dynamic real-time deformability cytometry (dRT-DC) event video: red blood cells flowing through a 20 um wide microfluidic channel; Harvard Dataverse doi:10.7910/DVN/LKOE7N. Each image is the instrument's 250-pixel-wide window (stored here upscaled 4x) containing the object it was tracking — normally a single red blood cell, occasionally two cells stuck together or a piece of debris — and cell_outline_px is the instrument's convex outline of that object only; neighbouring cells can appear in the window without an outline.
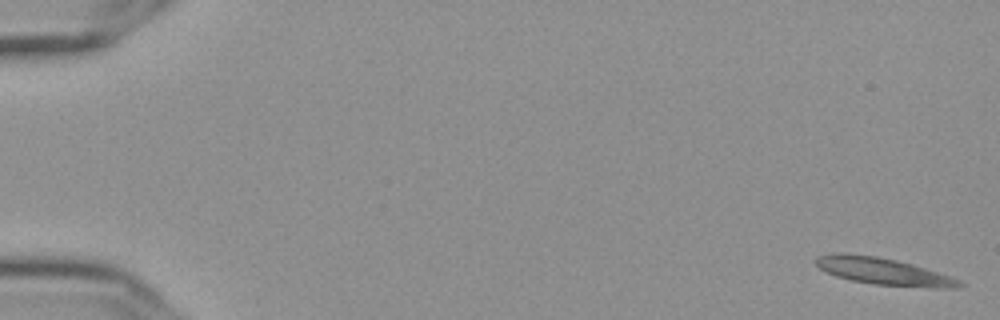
{"species": "Egyptian fruit bat (a non-hibernating species)", "species_latin": "Rousettus aegyptiacus", "temperature_condition": "cold", "stored_images_in_passage": 56, "camera_frame_rate_fps": 3000, "um_per_image_px": 0.085, "frame": {"image": 1, "passage_image": 1, "time_ms": 0.0, "image_size_px": [1000, 320], "cell_outline_px": [[964, 284], [956, 288], [936, 288], [872, 284], [852, 280], [836, 276], [820, 268], [816, 264], [816, 256], [836, 252], [848, 252], [876, 256], [896, 260], [912, 264], [960, 280]], "centroid_in_image_um": [75.04, 23.05], "position_along_channel_um": 10.0, "area_um2": 22.43}}
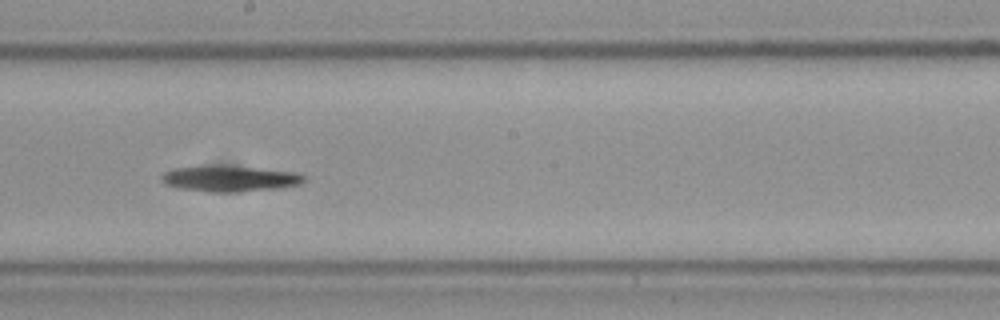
{"frame": {"image": 2, "passage_image": 32, "time_ms": 10.333, "image_size_px": [1000, 320], "cell_outline_px": [[308, 176], [300, 184], [280, 188], [236, 192], [216, 192], [180, 188], [164, 184], [160, 180], [160, 176], [164, 172], [172, 168], [252, 168], [300, 172]], "centroid_in_image_um": [19.6, 15.22], "position_along_channel_um": 228.6, "area_um2": 20.63}}
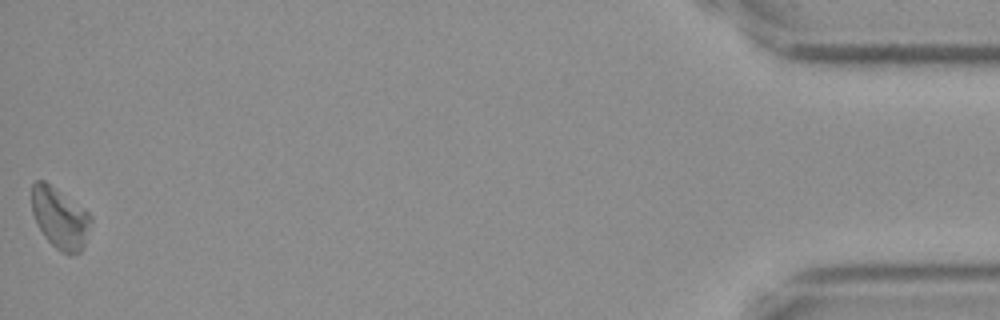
{"frame": {"image": 3, "passage_image": 56, "time_ms": 18.333, "image_size_px": [1000, 320], "cell_outline_px": [[92, 220], [84, 248], [80, 252], [68, 256], [60, 252], [44, 236], [32, 212], [32, 184], [36, 180], [44, 180], [88, 212], [92, 216]], "centroid_in_image_um": [5.11, 18.57], "position_along_channel_um": 430.1, "area_um2": 20.92}}